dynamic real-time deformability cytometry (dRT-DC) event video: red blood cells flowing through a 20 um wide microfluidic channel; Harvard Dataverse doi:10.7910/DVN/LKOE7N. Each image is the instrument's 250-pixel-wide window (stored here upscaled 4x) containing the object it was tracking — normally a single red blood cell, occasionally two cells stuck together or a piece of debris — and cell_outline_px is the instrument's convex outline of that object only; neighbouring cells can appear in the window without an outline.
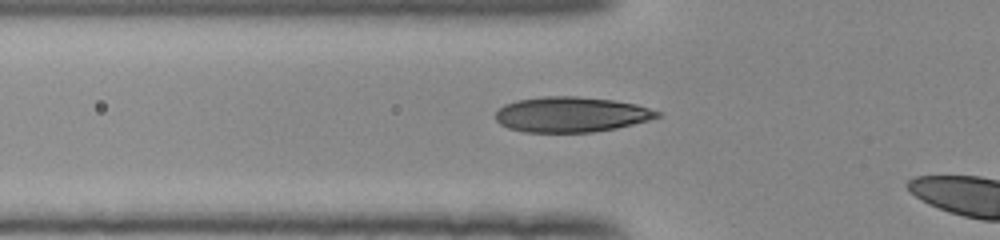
{"species": "human", "species_latin": "Homo sapiens", "temperature_condition": "room temperature", "stored_images_in_passage": 5, "camera_frame_rate_fps": 3000, "um_per_image_px": 0.085, "donor": {"sex": "female"}, "frame": {"image": 1, "passage_image": 3, "time_ms": 0.667, "image_size_px": [1000, 240], "cell_outline_px": [[660, 116], [648, 120], [616, 128], [592, 132], [524, 132], [508, 128], [500, 124], [496, 120], [496, 112], [504, 104], [516, 100], [544, 96], [576, 96], [612, 100], [636, 104], [660, 112]], "centroid_in_image_um": [48.51, 9.73], "position_along_channel_um": 77.3, "area_um2": 33.12}}